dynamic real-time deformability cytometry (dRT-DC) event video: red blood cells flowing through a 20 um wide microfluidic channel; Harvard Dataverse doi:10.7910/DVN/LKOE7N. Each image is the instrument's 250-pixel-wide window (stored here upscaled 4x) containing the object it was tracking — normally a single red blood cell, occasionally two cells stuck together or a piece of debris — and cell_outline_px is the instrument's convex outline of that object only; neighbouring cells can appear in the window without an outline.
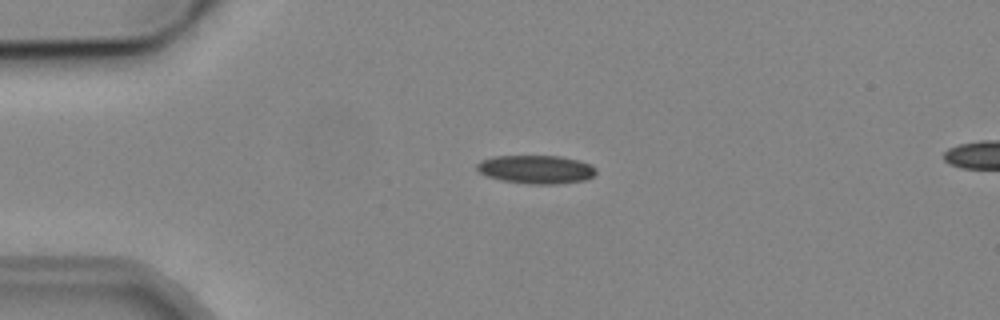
{"species": "common noctule bat (a hibernating species)", "species_latin": "Nyctalus noctula", "temperature_condition": "cold", "stored_images_in_passage": 5, "camera_frame_rate_fps": 3000, "um_per_image_px": 0.085, "animal": {"sex": "male", "body_mass_g": 19.2, "forearm_length_mm": 51.8}, "frame": {"image": 1, "passage_image": 3, "time_ms": 3.333, "image_size_px": [1000, 320], "cell_outline_px": [[596, 172], [588, 180], [560, 184], [528, 184], [500, 180], [488, 176], [480, 172], [476, 168], [476, 164], [480, 160], [496, 156], [560, 156], [580, 160], [592, 164], [596, 168]], "centroid_in_image_um": [45.61, 14.4], "position_along_channel_um": 39.4, "area_um2": 20.0}}